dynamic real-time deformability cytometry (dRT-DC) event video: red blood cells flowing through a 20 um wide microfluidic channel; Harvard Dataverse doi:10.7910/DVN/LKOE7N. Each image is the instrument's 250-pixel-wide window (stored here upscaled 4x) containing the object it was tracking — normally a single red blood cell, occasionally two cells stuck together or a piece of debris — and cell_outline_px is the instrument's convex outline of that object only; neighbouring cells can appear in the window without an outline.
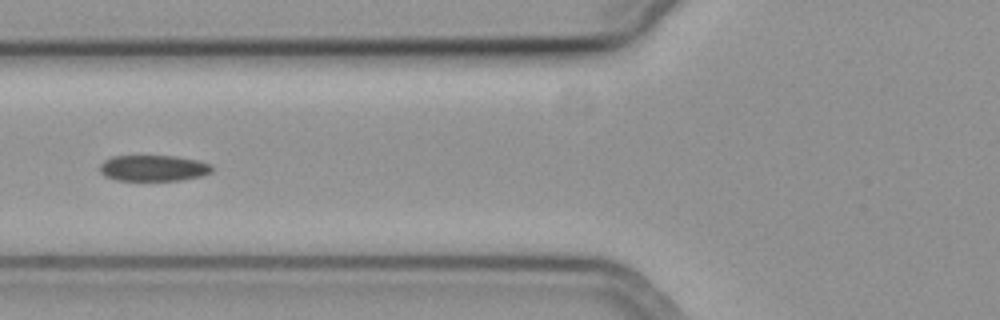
{"species": "common noctule bat (a hibernating species)", "species_latin": "Nyctalus noctula", "temperature_condition": "cold", "stored_images_in_passage": 34, "camera_frame_rate_fps": 3000, "um_per_image_px": 0.085, "animal": {"sex": "female", "body_mass_g": 19.3, "forearm_length_mm": 54.1}, "frame": {"image": 1, "passage_image": 6, "time_ms": 1.667, "image_size_px": [1000, 320], "cell_outline_px": [[212, 172], [200, 176], [180, 180], [116, 180], [104, 176], [100, 172], [100, 164], [104, 160], [112, 156], [176, 156], [200, 160], [212, 164]], "centroid_in_image_um": [13.05, 14.28], "position_along_channel_um": 112.8, "area_um2": 17.11}}
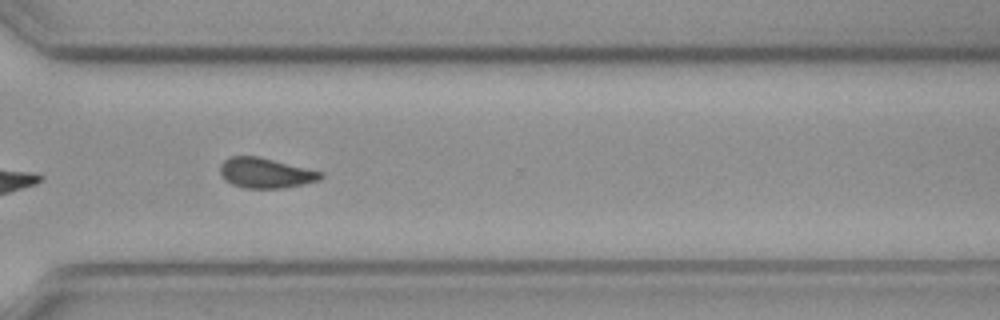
{"frame": {"image": 2, "passage_image": 25, "time_ms": 8.0, "image_size_px": [1000, 320], "cell_outline_px": [[324, 176], [320, 180], [304, 184], [284, 188], [244, 188], [232, 184], [224, 180], [220, 172], [220, 164], [228, 156], [256, 156], [324, 172]], "centroid_in_image_um": [22.57, 14.71], "position_along_channel_um": 348.0, "area_um2": 17.74}, "authors_computed_cell_mechanics": {"area_um2": 17.9469, "velocity_mm_per_s": 3.709, "shape_relaxation_time_tau1_ms": null, "shape_relaxation_time_tau2_ms": 4.6692, "deformation_change_tau1": null, "deformation_change_tau2": 0.109}}